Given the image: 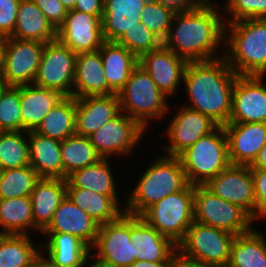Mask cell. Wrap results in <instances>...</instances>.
Instances as JSON below:
<instances>
[{
	"label": "cell",
	"mask_w": 266,
	"mask_h": 267,
	"mask_svg": "<svg viewBox=\"0 0 266 267\" xmlns=\"http://www.w3.org/2000/svg\"><path fill=\"white\" fill-rule=\"evenodd\" d=\"M216 8L210 0H202L191 9L177 11L163 46L187 62L219 58L215 51L225 41L226 27Z\"/></svg>",
	"instance_id": "cell-1"
},
{
	"label": "cell",
	"mask_w": 266,
	"mask_h": 267,
	"mask_svg": "<svg viewBox=\"0 0 266 267\" xmlns=\"http://www.w3.org/2000/svg\"><path fill=\"white\" fill-rule=\"evenodd\" d=\"M219 58L188 62L183 84L191 104L185 107L209 116L219 126L229 122L232 94L237 74L224 55Z\"/></svg>",
	"instance_id": "cell-2"
},
{
	"label": "cell",
	"mask_w": 266,
	"mask_h": 267,
	"mask_svg": "<svg viewBox=\"0 0 266 267\" xmlns=\"http://www.w3.org/2000/svg\"><path fill=\"white\" fill-rule=\"evenodd\" d=\"M225 27L224 58L232 70L237 75H266V19H245Z\"/></svg>",
	"instance_id": "cell-3"
},
{
	"label": "cell",
	"mask_w": 266,
	"mask_h": 267,
	"mask_svg": "<svg viewBox=\"0 0 266 267\" xmlns=\"http://www.w3.org/2000/svg\"><path fill=\"white\" fill-rule=\"evenodd\" d=\"M142 174L127 198L124 206L127 214L140 216L151 205L189 184L181 160L176 156H159Z\"/></svg>",
	"instance_id": "cell-4"
},
{
	"label": "cell",
	"mask_w": 266,
	"mask_h": 267,
	"mask_svg": "<svg viewBox=\"0 0 266 267\" xmlns=\"http://www.w3.org/2000/svg\"><path fill=\"white\" fill-rule=\"evenodd\" d=\"M236 235L193 221L177 245V257L204 267H227Z\"/></svg>",
	"instance_id": "cell-5"
},
{
	"label": "cell",
	"mask_w": 266,
	"mask_h": 267,
	"mask_svg": "<svg viewBox=\"0 0 266 267\" xmlns=\"http://www.w3.org/2000/svg\"><path fill=\"white\" fill-rule=\"evenodd\" d=\"M187 181L205 185L230 165L228 141L223 126L198 139L179 156Z\"/></svg>",
	"instance_id": "cell-6"
},
{
	"label": "cell",
	"mask_w": 266,
	"mask_h": 267,
	"mask_svg": "<svg viewBox=\"0 0 266 267\" xmlns=\"http://www.w3.org/2000/svg\"><path fill=\"white\" fill-rule=\"evenodd\" d=\"M117 95L120 111L133 118L144 129H147L150 119L163 118L169 111L167 96L139 65L132 70L128 81Z\"/></svg>",
	"instance_id": "cell-7"
},
{
	"label": "cell",
	"mask_w": 266,
	"mask_h": 267,
	"mask_svg": "<svg viewBox=\"0 0 266 267\" xmlns=\"http://www.w3.org/2000/svg\"><path fill=\"white\" fill-rule=\"evenodd\" d=\"M161 235L178 245L194 221V185L170 194L148 207L140 215Z\"/></svg>",
	"instance_id": "cell-8"
},
{
	"label": "cell",
	"mask_w": 266,
	"mask_h": 267,
	"mask_svg": "<svg viewBox=\"0 0 266 267\" xmlns=\"http://www.w3.org/2000/svg\"><path fill=\"white\" fill-rule=\"evenodd\" d=\"M194 221L237 236L250 232L254 219L240 206L217 197L205 185H194Z\"/></svg>",
	"instance_id": "cell-9"
},
{
	"label": "cell",
	"mask_w": 266,
	"mask_h": 267,
	"mask_svg": "<svg viewBox=\"0 0 266 267\" xmlns=\"http://www.w3.org/2000/svg\"><path fill=\"white\" fill-rule=\"evenodd\" d=\"M76 55L57 38L45 43L33 84L73 96Z\"/></svg>",
	"instance_id": "cell-10"
},
{
	"label": "cell",
	"mask_w": 266,
	"mask_h": 267,
	"mask_svg": "<svg viewBox=\"0 0 266 267\" xmlns=\"http://www.w3.org/2000/svg\"><path fill=\"white\" fill-rule=\"evenodd\" d=\"M45 43L7 37L1 77L9 86L33 84Z\"/></svg>",
	"instance_id": "cell-11"
},
{
	"label": "cell",
	"mask_w": 266,
	"mask_h": 267,
	"mask_svg": "<svg viewBox=\"0 0 266 267\" xmlns=\"http://www.w3.org/2000/svg\"><path fill=\"white\" fill-rule=\"evenodd\" d=\"M144 131L137 121L120 112L89 138L97 153L102 158H109L110 155L131 154Z\"/></svg>",
	"instance_id": "cell-12"
},
{
	"label": "cell",
	"mask_w": 266,
	"mask_h": 267,
	"mask_svg": "<svg viewBox=\"0 0 266 267\" xmlns=\"http://www.w3.org/2000/svg\"><path fill=\"white\" fill-rule=\"evenodd\" d=\"M92 257L116 267H130L136 257L130 242V214L123 213L117 220L99 225Z\"/></svg>",
	"instance_id": "cell-13"
},
{
	"label": "cell",
	"mask_w": 266,
	"mask_h": 267,
	"mask_svg": "<svg viewBox=\"0 0 266 267\" xmlns=\"http://www.w3.org/2000/svg\"><path fill=\"white\" fill-rule=\"evenodd\" d=\"M264 77L237 76L228 123H266V84H262Z\"/></svg>",
	"instance_id": "cell-14"
},
{
	"label": "cell",
	"mask_w": 266,
	"mask_h": 267,
	"mask_svg": "<svg viewBox=\"0 0 266 267\" xmlns=\"http://www.w3.org/2000/svg\"><path fill=\"white\" fill-rule=\"evenodd\" d=\"M205 186L217 197L240 206L255 220L254 186L249 165L230 164Z\"/></svg>",
	"instance_id": "cell-15"
},
{
	"label": "cell",
	"mask_w": 266,
	"mask_h": 267,
	"mask_svg": "<svg viewBox=\"0 0 266 267\" xmlns=\"http://www.w3.org/2000/svg\"><path fill=\"white\" fill-rule=\"evenodd\" d=\"M102 17L68 10L63 24L57 29V39L76 54L97 51L104 42Z\"/></svg>",
	"instance_id": "cell-16"
},
{
	"label": "cell",
	"mask_w": 266,
	"mask_h": 267,
	"mask_svg": "<svg viewBox=\"0 0 266 267\" xmlns=\"http://www.w3.org/2000/svg\"><path fill=\"white\" fill-rule=\"evenodd\" d=\"M167 128L170 143L164 146L165 155L178 157L198 139L210 134L219 125L209 116L182 105Z\"/></svg>",
	"instance_id": "cell-17"
},
{
	"label": "cell",
	"mask_w": 266,
	"mask_h": 267,
	"mask_svg": "<svg viewBox=\"0 0 266 267\" xmlns=\"http://www.w3.org/2000/svg\"><path fill=\"white\" fill-rule=\"evenodd\" d=\"M130 242L139 261L172 262L177 257V245L141 216L130 215Z\"/></svg>",
	"instance_id": "cell-18"
},
{
	"label": "cell",
	"mask_w": 266,
	"mask_h": 267,
	"mask_svg": "<svg viewBox=\"0 0 266 267\" xmlns=\"http://www.w3.org/2000/svg\"><path fill=\"white\" fill-rule=\"evenodd\" d=\"M187 64V61L163 45L138 59V65L149 74L165 96L177 91L181 84L179 82L184 79Z\"/></svg>",
	"instance_id": "cell-19"
},
{
	"label": "cell",
	"mask_w": 266,
	"mask_h": 267,
	"mask_svg": "<svg viewBox=\"0 0 266 267\" xmlns=\"http://www.w3.org/2000/svg\"><path fill=\"white\" fill-rule=\"evenodd\" d=\"M232 165H251L266 144V123H227L223 125Z\"/></svg>",
	"instance_id": "cell-20"
},
{
	"label": "cell",
	"mask_w": 266,
	"mask_h": 267,
	"mask_svg": "<svg viewBox=\"0 0 266 267\" xmlns=\"http://www.w3.org/2000/svg\"><path fill=\"white\" fill-rule=\"evenodd\" d=\"M99 224L66 195L53 214L52 221L41 233H68L93 248Z\"/></svg>",
	"instance_id": "cell-21"
},
{
	"label": "cell",
	"mask_w": 266,
	"mask_h": 267,
	"mask_svg": "<svg viewBox=\"0 0 266 267\" xmlns=\"http://www.w3.org/2000/svg\"><path fill=\"white\" fill-rule=\"evenodd\" d=\"M120 112L117 94L76 98L75 132L90 137Z\"/></svg>",
	"instance_id": "cell-22"
},
{
	"label": "cell",
	"mask_w": 266,
	"mask_h": 267,
	"mask_svg": "<svg viewBox=\"0 0 266 267\" xmlns=\"http://www.w3.org/2000/svg\"><path fill=\"white\" fill-rule=\"evenodd\" d=\"M148 0H104L102 35L104 41L117 42L126 31L136 27Z\"/></svg>",
	"instance_id": "cell-23"
},
{
	"label": "cell",
	"mask_w": 266,
	"mask_h": 267,
	"mask_svg": "<svg viewBox=\"0 0 266 267\" xmlns=\"http://www.w3.org/2000/svg\"><path fill=\"white\" fill-rule=\"evenodd\" d=\"M108 95V83L100 50L78 53L75 61L73 97Z\"/></svg>",
	"instance_id": "cell-24"
},
{
	"label": "cell",
	"mask_w": 266,
	"mask_h": 267,
	"mask_svg": "<svg viewBox=\"0 0 266 267\" xmlns=\"http://www.w3.org/2000/svg\"><path fill=\"white\" fill-rule=\"evenodd\" d=\"M65 96L35 84L20 86L22 131H35L50 110Z\"/></svg>",
	"instance_id": "cell-25"
},
{
	"label": "cell",
	"mask_w": 266,
	"mask_h": 267,
	"mask_svg": "<svg viewBox=\"0 0 266 267\" xmlns=\"http://www.w3.org/2000/svg\"><path fill=\"white\" fill-rule=\"evenodd\" d=\"M67 195V180L40 178L30 195L34 225L42 232L52 221L55 210Z\"/></svg>",
	"instance_id": "cell-26"
},
{
	"label": "cell",
	"mask_w": 266,
	"mask_h": 267,
	"mask_svg": "<svg viewBox=\"0 0 266 267\" xmlns=\"http://www.w3.org/2000/svg\"><path fill=\"white\" fill-rule=\"evenodd\" d=\"M99 50L108 83V95L118 94L138 65V58L117 42L104 41Z\"/></svg>",
	"instance_id": "cell-27"
},
{
	"label": "cell",
	"mask_w": 266,
	"mask_h": 267,
	"mask_svg": "<svg viewBox=\"0 0 266 267\" xmlns=\"http://www.w3.org/2000/svg\"><path fill=\"white\" fill-rule=\"evenodd\" d=\"M29 141L30 166L40 178L63 179L61 141L26 131Z\"/></svg>",
	"instance_id": "cell-28"
},
{
	"label": "cell",
	"mask_w": 266,
	"mask_h": 267,
	"mask_svg": "<svg viewBox=\"0 0 266 267\" xmlns=\"http://www.w3.org/2000/svg\"><path fill=\"white\" fill-rule=\"evenodd\" d=\"M49 239L45 246L47 257L51 264L56 267H84L90 255V248L78 237L68 233H46ZM84 265V266H83Z\"/></svg>",
	"instance_id": "cell-29"
},
{
	"label": "cell",
	"mask_w": 266,
	"mask_h": 267,
	"mask_svg": "<svg viewBox=\"0 0 266 267\" xmlns=\"http://www.w3.org/2000/svg\"><path fill=\"white\" fill-rule=\"evenodd\" d=\"M10 37L47 43L57 38V30L33 0H20L16 24Z\"/></svg>",
	"instance_id": "cell-30"
},
{
	"label": "cell",
	"mask_w": 266,
	"mask_h": 267,
	"mask_svg": "<svg viewBox=\"0 0 266 267\" xmlns=\"http://www.w3.org/2000/svg\"><path fill=\"white\" fill-rule=\"evenodd\" d=\"M73 203L91 216L99 225L117 220L123 213L118 195H104L82 188H67Z\"/></svg>",
	"instance_id": "cell-31"
},
{
	"label": "cell",
	"mask_w": 266,
	"mask_h": 267,
	"mask_svg": "<svg viewBox=\"0 0 266 267\" xmlns=\"http://www.w3.org/2000/svg\"><path fill=\"white\" fill-rule=\"evenodd\" d=\"M108 158L77 169L67 176V188H82L104 195H117L114 176Z\"/></svg>",
	"instance_id": "cell-32"
},
{
	"label": "cell",
	"mask_w": 266,
	"mask_h": 267,
	"mask_svg": "<svg viewBox=\"0 0 266 267\" xmlns=\"http://www.w3.org/2000/svg\"><path fill=\"white\" fill-rule=\"evenodd\" d=\"M75 123L76 98L65 96L50 110L35 132L45 137L63 141L76 134Z\"/></svg>",
	"instance_id": "cell-33"
},
{
	"label": "cell",
	"mask_w": 266,
	"mask_h": 267,
	"mask_svg": "<svg viewBox=\"0 0 266 267\" xmlns=\"http://www.w3.org/2000/svg\"><path fill=\"white\" fill-rule=\"evenodd\" d=\"M227 267H266V238L255 229L237 235Z\"/></svg>",
	"instance_id": "cell-34"
},
{
	"label": "cell",
	"mask_w": 266,
	"mask_h": 267,
	"mask_svg": "<svg viewBox=\"0 0 266 267\" xmlns=\"http://www.w3.org/2000/svg\"><path fill=\"white\" fill-rule=\"evenodd\" d=\"M0 234H28L34 225L30 196L0 199Z\"/></svg>",
	"instance_id": "cell-35"
},
{
	"label": "cell",
	"mask_w": 266,
	"mask_h": 267,
	"mask_svg": "<svg viewBox=\"0 0 266 267\" xmlns=\"http://www.w3.org/2000/svg\"><path fill=\"white\" fill-rule=\"evenodd\" d=\"M63 179L77 169L97 163L102 157L91 144L90 138L74 134L61 141Z\"/></svg>",
	"instance_id": "cell-36"
},
{
	"label": "cell",
	"mask_w": 266,
	"mask_h": 267,
	"mask_svg": "<svg viewBox=\"0 0 266 267\" xmlns=\"http://www.w3.org/2000/svg\"><path fill=\"white\" fill-rule=\"evenodd\" d=\"M30 234H0V267H25L40 254Z\"/></svg>",
	"instance_id": "cell-37"
},
{
	"label": "cell",
	"mask_w": 266,
	"mask_h": 267,
	"mask_svg": "<svg viewBox=\"0 0 266 267\" xmlns=\"http://www.w3.org/2000/svg\"><path fill=\"white\" fill-rule=\"evenodd\" d=\"M23 133L26 134V131L0 132V168L2 170L30 165L29 141Z\"/></svg>",
	"instance_id": "cell-38"
},
{
	"label": "cell",
	"mask_w": 266,
	"mask_h": 267,
	"mask_svg": "<svg viewBox=\"0 0 266 267\" xmlns=\"http://www.w3.org/2000/svg\"><path fill=\"white\" fill-rule=\"evenodd\" d=\"M39 179L37 172L30 165L3 170L0 199L30 196Z\"/></svg>",
	"instance_id": "cell-39"
},
{
	"label": "cell",
	"mask_w": 266,
	"mask_h": 267,
	"mask_svg": "<svg viewBox=\"0 0 266 267\" xmlns=\"http://www.w3.org/2000/svg\"><path fill=\"white\" fill-rule=\"evenodd\" d=\"M177 11L157 0H148L141 15V23L162 42L166 39L174 14Z\"/></svg>",
	"instance_id": "cell-40"
},
{
	"label": "cell",
	"mask_w": 266,
	"mask_h": 267,
	"mask_svg": "<svg viewBox=\"0 0 266 267\" xmlns=\"http://www.w3.org/2000/svg\"><path fill=\"white\" fill-rule=\"evenodd\" d=\"M22 131L20 86H9L0 99V132Z\"/></svg>",
	"instance_id": "cell-41"
},
{
	"label": "cell",
	"mask_w": 266,
	"mask_h": 267,
	"mask_svg": "<svg viewBox=\"0 0 266 267\" xmlns=\"http://www.w3.org/2000/svg\"><path fill=\"white\" fill-rule=\"evenodd\" d=\"M117 43L126 47L138 59L143 54L156 50L163 45V42L141 22L133 29L126 31Z\"/></svg>",
	"instance_id": "cell-42"
},
{
	"label": "cell",
	"mask_w": 266,
	"mask_h": 267,
	"mask_svg": "<svg viewBox=\"0 0 266 267\" xmlns=\"http://www.w3.org/2000/svg\"><path fill=\"white\" fill-rule=\"evenodd\" d=\"M224 7L225 15L230 14L225 26L245 19H266V0H228Z\"/></svg>",
	"instance_id": "cell-43"
},
{
	"label": "cell",
	"mask_w": 266,
	"mask_h": 267,
	"mask_svg": "<svg viewBox=\"0 0 266 267\" xmlns=\"http://www.w3.org/2000/svg\"><path fill=\"white\" fill-rule=\"evenodd\" d=\"M255 196V221L266 217V170L250 168Z\"/></svg>",
	"instance_id": "cell-44"
},
{
	"label": "cell",
	"mask_w": 266,
	"mask_h": 267,
	"mask_svg": "<svg viewBox=\"0 0 266 267\" xmlns=\"http://www.w3.org/2000/svg\"><path fill=\"white\" fill-rule=\"evenodd\" d=\"M20 0H0V36L10 37L17 20Z\"/></svg>",
	"instance_id": "cell-45"
},
{
	"label": "cell",
	"mask_w": 266,
	"mask_h": 267,
	"mask_svg": "<svg viewBox=\"0 0 266 267\" xmlns=\"http://www.w3.org/2000/svg\"><path fill=\"white\" fill-rule=\"evenodd\" d=\"M57 30L64 22L68 9L60 0H33Z\"/></svg>",
	"instance_id": "cell-46"
},
{
	"label": "cell",
	"mask_w": 266,
	"mask_h": 267,
	"mask_svg": "<svg viewBox=\"0 0 266 267\" xmlns=\"http://www.w3.org/2000/svg\"><path fill=\"white\" fill-rule=\"evenodd\" d=\"M74 10L95 16H103L104 0H76Z\"/></svg>",
	"instance_id": "cell-47"
},
{
	"label": "cell",
	"mask_w": 266,
	"mask_h": 267,
	"mask_svg": "<svg viewBox=\"0 0 266 267\" xmlns=\"http://www.w3.org/2000/svg\"><path fill=\"white\" fill-rule=\"evenodd\" d=\"M173 7L176 11L188 10L195 7L202 0H157Z\"/></svg>",
	"instance_id": "cell-48"
},
{
	"label": "cell",
	"mask_w": 266,
	"mask_h": 267,
	"mask_svg": "<svg viewBox=\"0 0 266 267\" xmlns=\"http://www.w3.org/2000/svg\"><path fill=\"white\" fill-rule=\"evenodd\" d=\"M250 168H259L262 170H266V144L259 151L258 156L250 165Z\"/></svg>",
	"instance_id": "cell-49"
},
{
	"label": "cell",
	"mask_w": 266,
	"mask_h": 267,
	"mask_svg": "<svg viewBox=\"0 0 266 267\" xmlns=\"http://www.w3.org/2000/svg\"><path fill=\"white\" fill-rule=\"evenodd\" d=\"M171 262H150L136 260L130 267H168Z\"/></svg>",
	"instance_id": "cell-50"
},
{
	"label": "cell",
	"mask_w": 266,
	"mask_h": 267,
	"mask_svg": "<svg viewBox=\"0 0 266 267\" xmlns=\"http://www.w3.org/2000/svg\"><path fill=\"white\" fill-rule=\"evenodd\" d=\"M168 267H204V266L191 264L176 257Z\"/></svg>",
	"instance_id": "cell-51"
},
{
	"label": "cell",
	"mask_w": 266,
	"mask_h": 267,
	"mask_svg": "<svg viewBox=\"0 0 266 267\" xmlns=\"http://www.w3.org/2000/svg\"><path fill=\"white\" fill-rule=\"evenodd\" d=\"M5 41H6V38L0 36V73L3 67V54H4Z\"/></svg>",
	"instance_id": "cell-52"
},
{
	"label": "cell",
	"mask_w": 266,
	"mask_h": 267,
	"mask_svg": "<svg viewBox=\"0 0 266 267\" xmlns=\"http://www.w3.org/2000/svg\"><path fill=\"white\" fill-rule=\"evenodd\" d=\"M93 261L94 262H92V264H90V265L88 264L87 267H116L113 265L106 264L97 258H95Z\"/></svg>",
	"instance_id": "cell-53"
},
{
	"label": "cell",
	"mask_w": 266,
	"mask_h": 267,
	"mask_svg": "<svg viewBox=\"0 0 266 267\" xmlns=\"http://www.w3.org/2000/svg\"><path fill=\"white\" fill-rule=\"evenodd\" d=\"M8 87L9 84L0 75V99Z\"/></svg>",
	"instance_id": "cell-54"
},
{
	"label": "cell",
	"mask_w": 266,
	"mask_h": 267,
	"mask_svg": "<svg viewBox=\"0 0 266 267\" xmlns=\"http://www.w3.org/2000/svg\"><path fill=\"white\" fill-rule=\"evenodd\" d=\"M40 267H56L53 264H51L48 260L45 259V254H40Z\"/></svg>",
	"instance_id": "cell-55"
},
{
	"label": "cell",
	"mask_w": 266,
	"mask_h": 267,
	"mask_svg": "<svg viewBox=\"0 0 266 267\" xmlns=\"http://www.w3.org/2000/svg\"><path fill=\"white\" fill-rule=\"evenodd\" d=\"M60 1L68 10L74 9L76 0H60Z\"/></svg>",
	"instance_id": "cell-56"
},
{
	"label": "cell",
	"mask_w": 266,
	"mask_h": 267,
	"mask_svg": "<svg viewBox=\"0 0 266 267\" xmlns=\"http://www.w3.org/2000/svg\"><path fill=\"white\" fill-rule=\"evenodd\" d=\"M25 267H40V255L33 262H31Z\"/></svg>",
	"instance_id": "cell-57"
},
{
	"label": "cell",
	"mask_w": 266,
	"mask_h": 267,
	"mask_svg": "<svg viewBox=\"0 0 266 267\" xmlns=\"http://www.w3.org/2000/svg\"><path fill=\"white\" fill-rule=\"evenodd\" d=\"M2 174H3V170L0 168V181H1V178H2Z\"/></svg>",
	"instance_id": "cell-58"
}]
</instances>
